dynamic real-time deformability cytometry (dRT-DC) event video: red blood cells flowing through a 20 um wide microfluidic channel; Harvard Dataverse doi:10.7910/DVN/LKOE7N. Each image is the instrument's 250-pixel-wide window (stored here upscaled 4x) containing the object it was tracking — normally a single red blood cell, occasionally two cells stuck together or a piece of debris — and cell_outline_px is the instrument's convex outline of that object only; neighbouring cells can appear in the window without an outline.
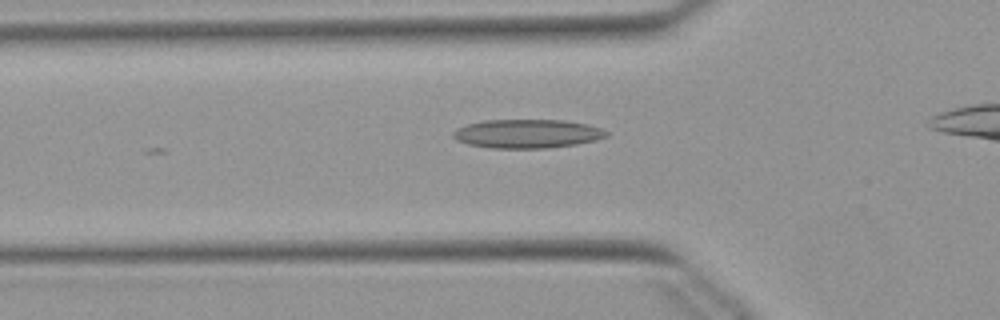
{"species": "Egyptian fruit bat (a non-hibernating species)", "species_latin": "Rousettus aegyptiacus", "temperature_condition": "warm", "stored_images_in_passage": 12, "camera_frame_rate_fps": 3000, "um_per_image_px": 0.085, "animal": {"sex": "female"}, "frame": {"image": 1, "passage_image": 7, "time_ms": 2.0, "image_size_px": [1000, 320], "cell_outline_px": [[608, 136], [596, 140], [576, 144], [548, 148], [488, 148], [468, 144], [456, 140], [452, 136], [452, 132], [456, 128], [468, 124], [484, 120], [564, 120], [588, 124], [600, 128], [608, 132]], "centroid_in_image_um": [44.8, 11.36], "position_along_channel_um": 81.0, "area_um2": 25.84}}
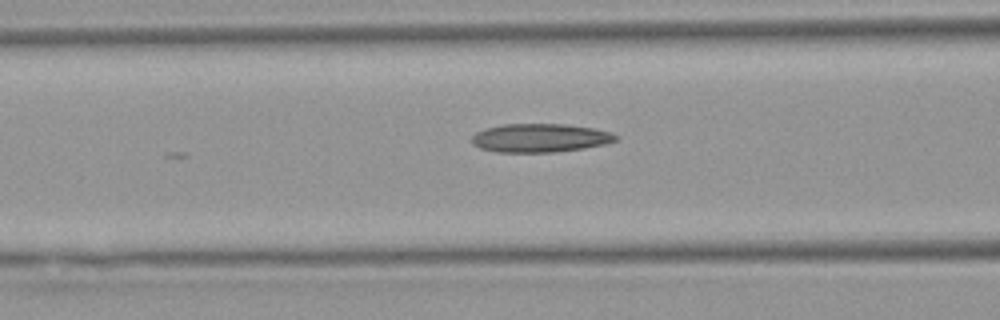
{"frame": {"image": 2, "passage_image": 10, "time_ms": 3.0, "image_size_px": [1000, 320], "cell_outline_px": [[616, 140], [604, 144], [584, 148], [552, 152], [496, 152], [480, 148], [472, 144], [472, 136], [476, 132], [484, 128], [504, 124], [564, 124], [592, 128], [612, 132], [616, 136]], "centroid_in_image_um": [45.86, 11.72], "position_along_channel_um": 120.7, "area_um2": 23.87}}